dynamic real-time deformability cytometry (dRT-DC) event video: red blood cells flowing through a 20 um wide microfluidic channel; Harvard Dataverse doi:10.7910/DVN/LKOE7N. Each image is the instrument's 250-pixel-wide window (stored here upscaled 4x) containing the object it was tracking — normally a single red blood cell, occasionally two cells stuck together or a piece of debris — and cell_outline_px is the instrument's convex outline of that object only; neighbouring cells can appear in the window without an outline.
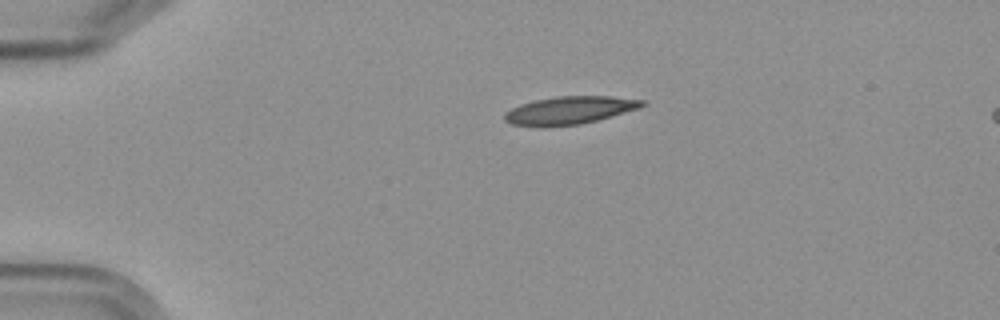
{"species": "Egyptian fruit bat (a non-hibernating species)", "species_latin": "Rousettus aegyptiacus", "temperature_condition": "cold", "stored_images_in_passage": 5, "camera_frame_rate_fps": 3000, "um_per_image_px": 0.085, "frame": {"image": 1, "passage_image": 1, "time_ms": 0.0, "image_size_px": [1000, 320], "cell_outline_px": [[644, 104], [636, 108], [596, 120], [580, 124], [512, 124], [504, 120], [504, 112], [520, 104], [536, 100], [556, 96], [612, 96], [644, 100]], "centroid_in_image_um": [48.4, 9.33], "position_along_channel_um": 36.6, "area_um2": 21.21}}
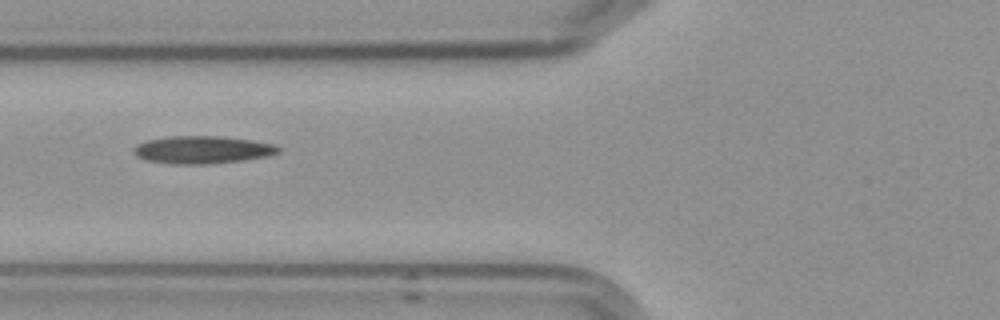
{"frame": {"image": 2, "passage_image": 3, "time_ms": 3.333, "image_size_px": [1000, 320], "cell_outline_px": [[280, 152], [268, 156], [244, 160], [212, 164], [172, 164], [148, 160], [136, 156], [132, 152], [132, 148], [136, 144], [148, 140], [172, 136], [220, 136], [252, 140], [272, 144], [280, 148]], "centroid_in_image_um": [17.19, 12.73], "position_along_channel_um": 108.6, "area_um2": 23.35}}